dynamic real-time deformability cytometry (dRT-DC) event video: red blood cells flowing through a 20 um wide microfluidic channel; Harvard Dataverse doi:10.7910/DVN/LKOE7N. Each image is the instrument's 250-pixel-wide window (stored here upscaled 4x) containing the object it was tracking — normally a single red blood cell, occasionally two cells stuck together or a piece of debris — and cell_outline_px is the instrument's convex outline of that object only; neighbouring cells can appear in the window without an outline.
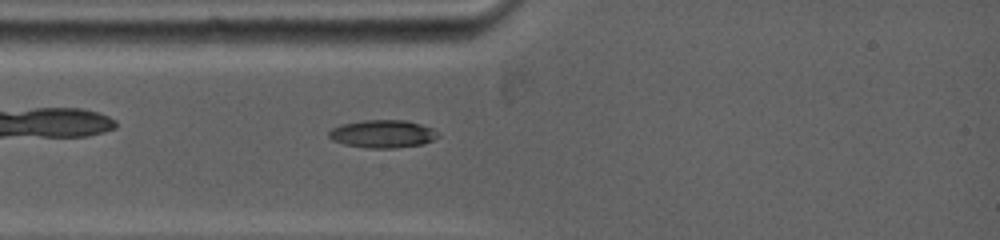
{"species": "common noctule bat (a hibernating species)", "species_latin": "Nyctalus noctula", "temperature_condition": "warm", "stored_images_in_passage": 49, "camera_frame_rate_fps": 5000, "um_per_image_px": 0.085, "animal": {"sex": "female", "body_mass_g": 19.0, "forearm_length_mm": 53.3}, "frame": {"image": 1, "passage_image": 5, "time_ms": 1.8, "image_size_px": [1000, 240], "cell_outline_px": [[440, 136], [424, 144], [392, 148], [368, 148], [344, 144], [332, 140], [328, 136], [328, 132], [332, 128], [340, 124], [364, 120], [408, 120], [432, 128]], "centroid_in_image_um": [32.51, 11.37], "position_along_channel_um": 52.5, "area_um2": 17.74}}
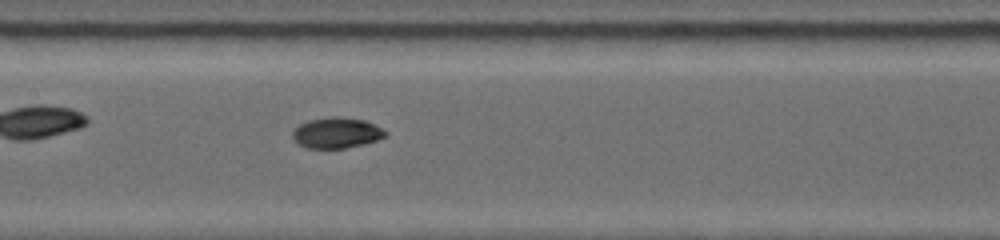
{"frame": {"image": 2, "passage_image": 15, "time_ms": 5.0, "image_size_px": [1000, 240], "cell_outline_px": [[388, 136], [364, 144], [344, 148], [304, 148], [292, 140], [292, 132], [300, 124], [308, 120], [332, 116], [336, 116], [364, 120], [388, 132]], "centroid_in_image_um": [28.58, 11.3], "position_along_channel_um": 178.8, "area_um2": 16.65}}
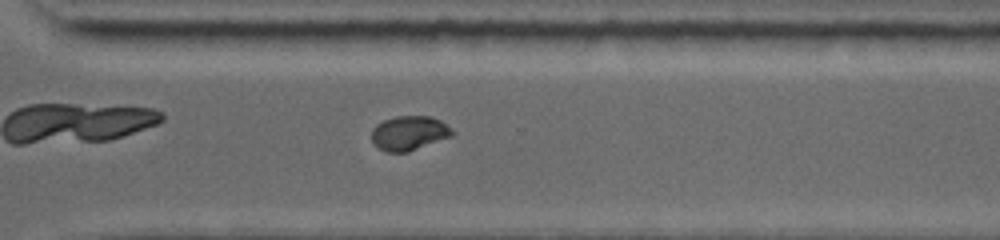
{"frame": {"image": 3, "passage_image": 30, "time_ms": 9.0, "image_size_px": [1000, 240], "cell_outline_px": [[456, 132], [452, 136], [408, 152], [384, 152], [372, 140], [372, 128], [376, 124], [384, 120], [396, 116], [428, 116], [440, 120], [452, 128]], "centroid_in_image_um": [34.79, 11.31], "position_along_channel_um": 335.8, "area_um2": 16.18}, "authors_computed_cell_mechanics": {"area_um2": 16.5308, "velocity_mm_per_s": 3.9324, "shape_relaxation_time_tau1_ms": 8.783, "shape_relaxation_time_tau2_ms": 1.4988, "deformation_change_tau1": 0.2393, "deformation_change_tau2": 0.0292}}